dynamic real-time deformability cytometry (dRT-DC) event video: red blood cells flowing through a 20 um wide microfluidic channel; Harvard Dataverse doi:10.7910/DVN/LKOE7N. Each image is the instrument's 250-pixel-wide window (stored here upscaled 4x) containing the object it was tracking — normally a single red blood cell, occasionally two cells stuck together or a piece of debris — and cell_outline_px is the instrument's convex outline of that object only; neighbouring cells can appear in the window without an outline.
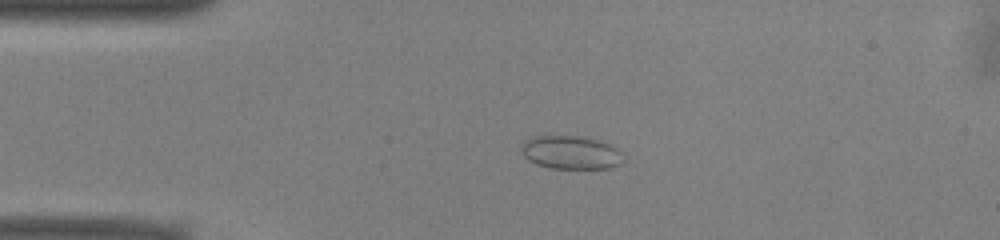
{"species": "common noctule bat (a hibernating species)", "species_latin": "Nyctalus noctula", "temperature_condition": "warm", "stored_images_in_passage": 51, "camera_frame_rate_fps": 3000, "um_per_image_px": 0.085, "animal": {"sex": "male", "body_mass_g": 13.0, "forearm_length_mm": 53.1}, "frame": {"image": 1, "passage_image": 11, "time_ms": 3.333, "image_size_px": [1000, 240], "cell_outline_px": [[624, 160], [620, 164], [612, 168], [548, 168], [536, 164], [528, 160], [520, 152], [520, 144], [524, 140], [532, 136], [580, 136], [600, 140], [616, 148], [620, 152]], "centroid_in_image_um": [48.47, 12.95], "position_along_channel_um": 36.5, "area_um2": 20.06}}
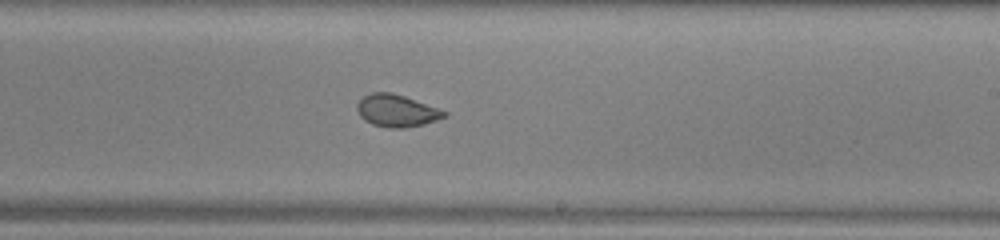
{"frame": {"image": 2, "passage_image": 30, "time_ms": 9.667, "image_size_px": [1000, 240], "cell_outline_px": [[448, 116], [424, 124], [404, 128], [388, 128], [372, 124], [364, 120], [360, 116], [356, 108], [356, 104], [364, 96], [372, 92], [392, 92], [404, 96], [448, 112]], "centroid_in_image_um": [33.7, 9.41], "position_along_channel_um": 255.3, "area_um2": 16.36}}
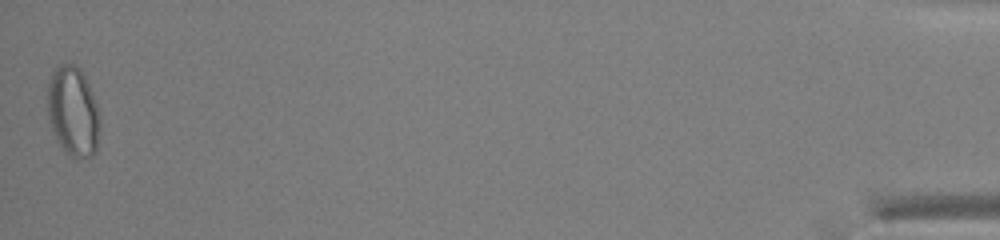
{"frame": {"image": 3, "passage_image": 51, "time_ms": 16.667, "image_size_px": [1000, 240], "cell_outline_px": [[100, 128], [96, 152], [92, 156], [80, 160], [68, 156], [64, 152], [52, 128], [48, 116], [48, 84], [52, 72], [56, 64], [76, 64], [84, 72], [100, 112]], "centroid_in_image_um": [6.24, 9.48], "position_along_channel_um": 429.0, "area_um2": 27.98}, "authors_computed_cell_mechanics": {"area_um2": 18.8428, "velocity_mm_per_s": 3.9456, "shape_relaxation_time_tau1_ms": null, "shape_relaxation_time_tau2_ms": 0.9378, "deformation_change_tau1": null, "deformation_change_tau2": 0.0574}}